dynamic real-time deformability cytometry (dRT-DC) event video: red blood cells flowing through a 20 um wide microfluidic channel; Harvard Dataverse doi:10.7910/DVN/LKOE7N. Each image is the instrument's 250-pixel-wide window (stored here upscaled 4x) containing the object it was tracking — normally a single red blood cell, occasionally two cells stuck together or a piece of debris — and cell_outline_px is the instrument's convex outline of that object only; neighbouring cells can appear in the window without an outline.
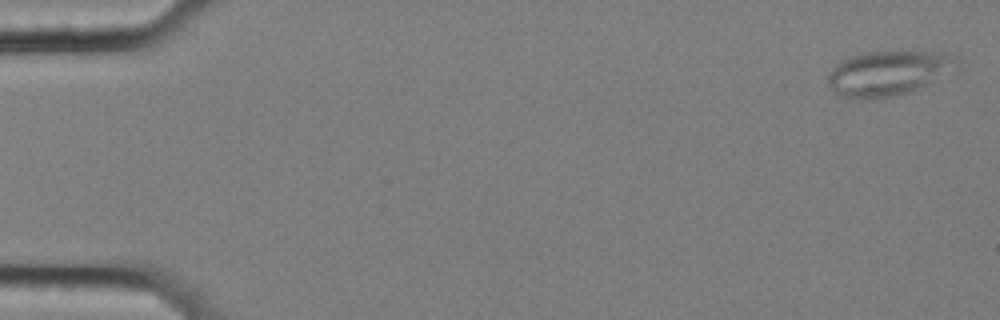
{"species": "common noctule bat (a hibernating species)", "species_latin": "Nyctalus noctula", "temperature_condition": "cold", "stored_images_in_passage": 57, "camera_frame_rate_fps": 3000, "um_per_image_px": 0.085, "animal": {"sex": "female", "body_mass_g": 25.1}, "frame": {"image": 1, "passage_image": 1, "time_ms": 0.0, "image_size_px": [1000, 320], "cell_outline_px": [[952, 60], [924, 84], [908, 92], [892, 96], [840, 96], [828, 84], [828, 72], [836, 64], [844, 60], [868, 52], [944, 52], [952, 56]], "centroid_in_image_um": [75.26, 6.19], "position_along_channel_um": 9.7, "area_um2": 30.58}}
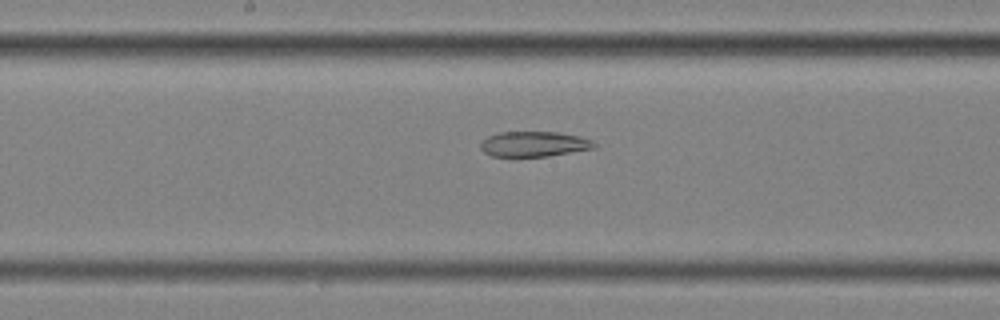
{"frame": {"image": 2, "passage_image": 30, "time_ms": 9.667, "image_size_px": [1000, 320], "cell_outline_px": [[600, 144], [596, 148], [548, 156], [492, 156], [484, 152], [480, 148], [480, 140], [488, 136], [500, 132], [560, 132], [580, 136], [592, 140]], "centroid_in_image_um": [45.43, 12.23], "position_along_channel_um": 202.8, "area_um2": 16.94}}
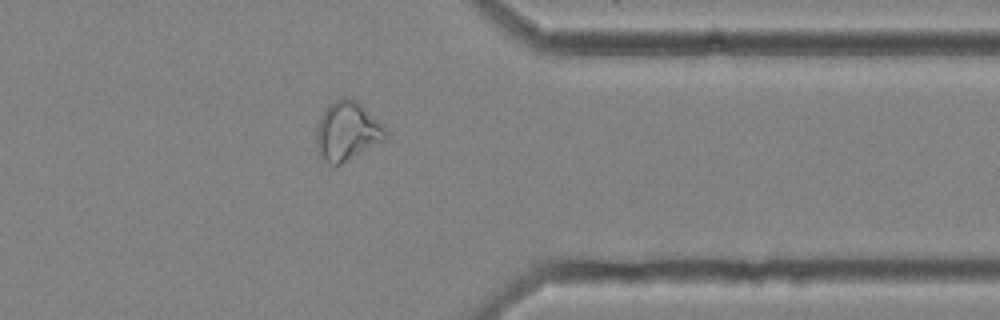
{"frame": {"image": 3, "passage_image": 46, "time_ms": 15.0, "image_size_px": [1000, 320], "cell_outline_px": [[388, 140], [332, 168], [316, 152], [316, 128], [320, 116], [328, 104], [344, 96], [360, 100], [388, 128]], "centroid_in_image_um": [29.56, 11.14], "position_along_channel_um": 381.8, "area_um2": 24.97}}